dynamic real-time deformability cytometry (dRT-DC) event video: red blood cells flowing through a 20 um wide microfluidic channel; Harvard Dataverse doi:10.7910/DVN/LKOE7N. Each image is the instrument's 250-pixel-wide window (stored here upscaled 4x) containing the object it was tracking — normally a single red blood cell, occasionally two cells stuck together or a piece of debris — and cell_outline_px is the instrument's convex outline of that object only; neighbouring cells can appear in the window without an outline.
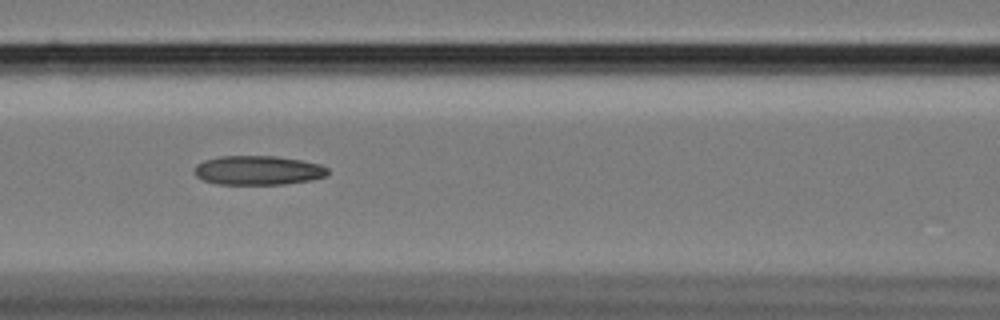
{"species": "Egyptian fruit bat (a non-hibernating species)", "species_latin": "Rousettus aegyptiacus", "temperature_condition": "cold", "stored_images_in_passage": 55, "camera_frame_rate_fps": 3000, "um_per_image_px": 0.085, "animal": {"sex": "female"}, "frame": {"image": 1, "passage_image": 22, "time_ms": 7.0, "image_size_px": [1000, 320], "cell_outline_px": [[328, 172], [324, 176], [308, 180], [284, 184], [220, 184], [204, 180], [196, 176], [196, 164], [204, 160], [220, 156], [276, 156], [300, 160], [320, 164], [328, 168]], "centroid_in_image_um": [21.92, 14.47], "position_along_channel_um": 144.7, "area_um2": 22.43}}
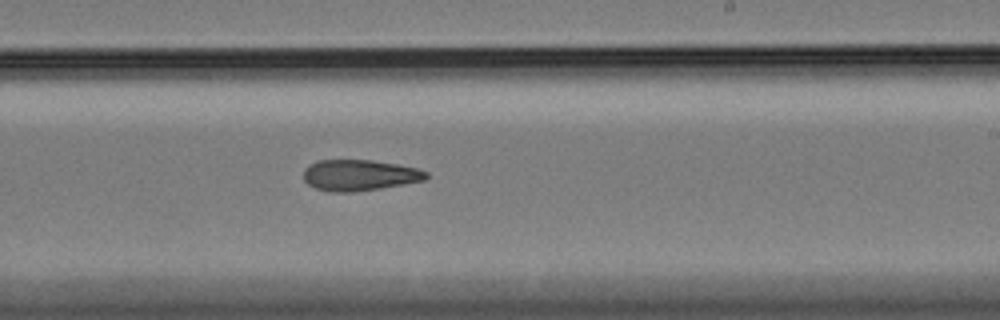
{"frame": {"image": 2, "passage_image": 32, "time_ms": 10.333, "image_size_px": [1000, 320], "cell_outline_px": [[428, 176], [424, 180], [380, 188], [352, 192], [332, 192], [316, 188], [308, 184], [304, 180], [304, 168], [308, 164], [320, 160], [372, 160], [396, 164], [416, 168], [428, 172]], "centroid_in_image_um": [30.52, 14.88], "position_along_channel_um": 258.5, "area_um2": 22.02}}
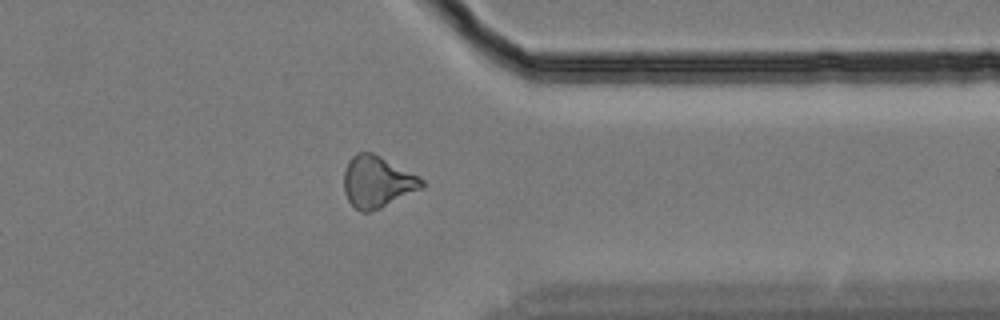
{"frame": {"image": 3, "passage_image": 43, "time_ms": 14.0, "image_size_px": [1000, 320], "cell_outline_px": [[424, 188], [372, 212], [360, 212], [348, 200], [344, 192], [344, 172], [348, 160], [356, 152], [372, 152], [420, 176], [424, 180]], "centroid_in_image_um": [32.08, 15.46], "position_along_channel_um": 379.3, "area_um2": 23.64}}